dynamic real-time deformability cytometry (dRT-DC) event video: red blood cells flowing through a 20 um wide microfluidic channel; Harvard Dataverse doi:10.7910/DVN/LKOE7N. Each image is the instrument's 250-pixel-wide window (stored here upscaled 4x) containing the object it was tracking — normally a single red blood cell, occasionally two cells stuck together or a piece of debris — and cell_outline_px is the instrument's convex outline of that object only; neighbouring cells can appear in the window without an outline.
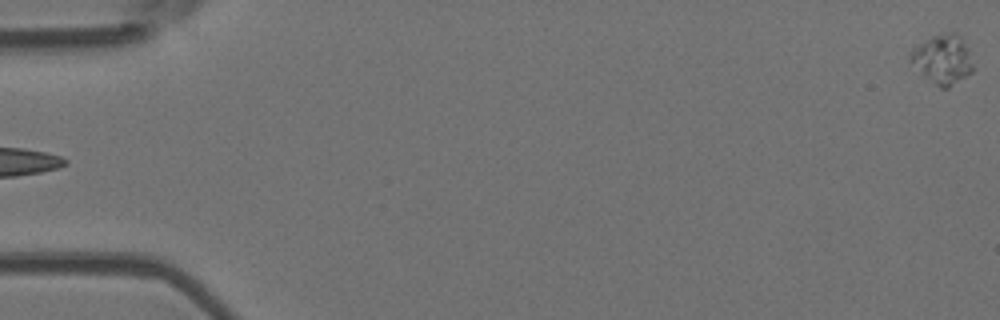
{"species": "Egyptian fruit bat (a non-hibernating species)", "species_latin": "Rousettus aegyptiacus", "temperature_condition": "room temperature", "stored_images_in_passage": 2, "camera_frame_rate_fps": 3000, "um_per_image_px": 0.085, "animal": {"sex": "female"}, "frame": {"image": 1, "passage_image": 2, "time_ms": 1.333, "image_size_px": [1000, 320], "cell_outline_px": [[972, 72], [948, 88], [940, 88], [924, 76], [908, 60], [908, 56], [912, 48], [932, 36], [944, 32], [956, 32], [960, 36], [968, 48], [972, 64]], "centroid_in_image_um": [80.1, 5.02], "position_along_channel_um": 4.9, "area_um2": 17.98}}